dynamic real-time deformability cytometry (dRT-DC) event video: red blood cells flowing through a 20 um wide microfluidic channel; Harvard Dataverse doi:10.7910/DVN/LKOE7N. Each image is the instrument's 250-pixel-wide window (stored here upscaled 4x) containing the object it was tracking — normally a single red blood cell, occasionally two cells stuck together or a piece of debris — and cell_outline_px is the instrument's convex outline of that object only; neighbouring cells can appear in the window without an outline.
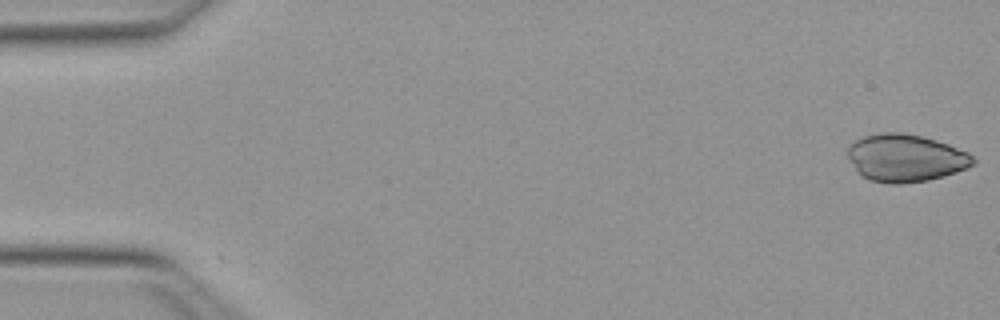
{"species": "Egyptian fruit bat (a non-hibernating species)", "species_latin": "Rousettus aegyptiacus", "temperature_condition": "warm", "stored_images_in_passage": 10, "camera_frame_rate_fps": 3000, "um_per_image_px": 0.085, "animal": {"sex": "female"}, "frame": {"image": 1, "passage_image": 1, "time_ms": 0.0, "image_size_px": [1000, 320], "cell_outline_px": [[976, 164], [968, 168], [944, 176], [928, 180], [900, 184], [892, 184], [868, 180], [856, 168], [848, 156], [848, 144], [864, 136], [880, 132], [900, 132], [920, 136], [936, 140], [948, 144], [968, 152], [976, 160]], "centroid_in_image_um": [77.0, 13.42], "position_along_channel_um": 8.0, "area_um2": 34.68}}